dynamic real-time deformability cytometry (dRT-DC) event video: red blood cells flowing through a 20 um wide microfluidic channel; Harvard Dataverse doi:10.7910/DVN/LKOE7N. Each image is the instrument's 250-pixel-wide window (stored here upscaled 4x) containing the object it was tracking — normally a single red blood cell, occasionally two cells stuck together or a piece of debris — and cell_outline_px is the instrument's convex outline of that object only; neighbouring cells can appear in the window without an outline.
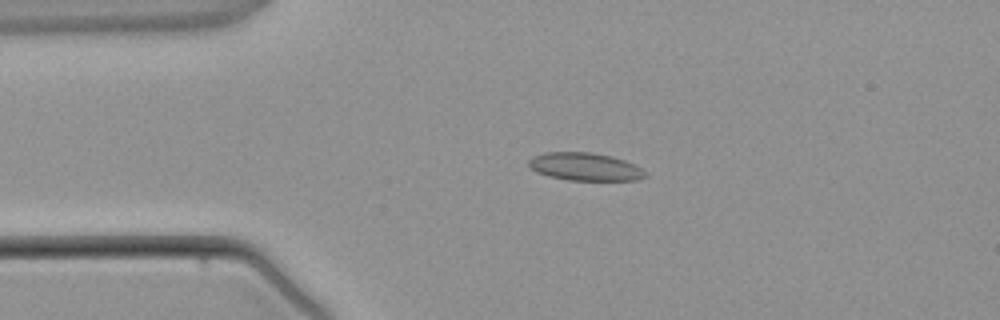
{"species": "common noctule bat (a hibernating species)", "species_latin": "Nyctalus noctula", "temperature_condition": "warm", "stored_images_in_passage": 3, "camera_frame_rate_fps": 3000, "um_per_image_px": 0.085, "animal": {"sex": "male", "body_mass_g": 21.5, "forearm_length_mm": 52.0}, "frame": {"image": 1, "passage_image": 2, "time_ms": 1.0, "image_size_px": [1000, 320], "cell_outline_px": [[644, 176], [636, 180], [568, 180], [548, 176], [536, 172], [528, 168], [528, 160], [532, 156], [544, 152], [592, 152], [612, 156], [624, 160], [640, 168], [644, 172]], "centroid_in_image_um": [49.63, 14.16], "position_along_channel_um": 35.4, "area_um2": 18.9}}
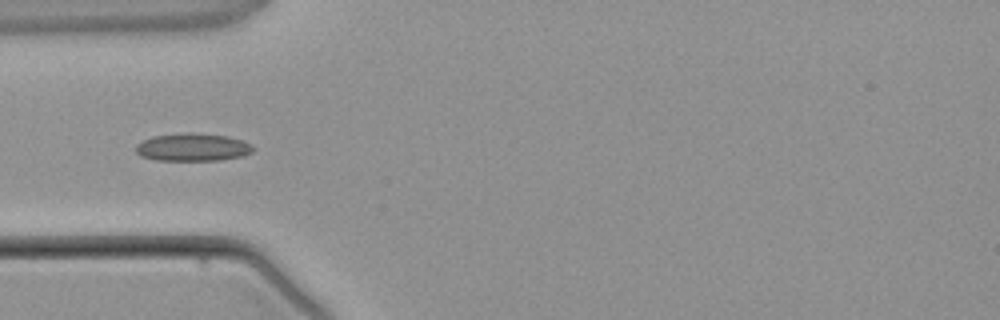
{"frame": {"image": 2, "passage_image": 3, "time_ms": 2.333, "image_size_px": [1000, 320], "cell_outline_px": [[256, 148], [252, 152], [244, 156], [220, 160], [156, 160], [140, 156], [136, 152], [136, 144], [152, 136], [188, 132], [228, 136], [252, 144]], "centroid_in_image_um": [16.4, 12.51], "position_along_channel_um": 68.6, "area_um2": 19.07}}